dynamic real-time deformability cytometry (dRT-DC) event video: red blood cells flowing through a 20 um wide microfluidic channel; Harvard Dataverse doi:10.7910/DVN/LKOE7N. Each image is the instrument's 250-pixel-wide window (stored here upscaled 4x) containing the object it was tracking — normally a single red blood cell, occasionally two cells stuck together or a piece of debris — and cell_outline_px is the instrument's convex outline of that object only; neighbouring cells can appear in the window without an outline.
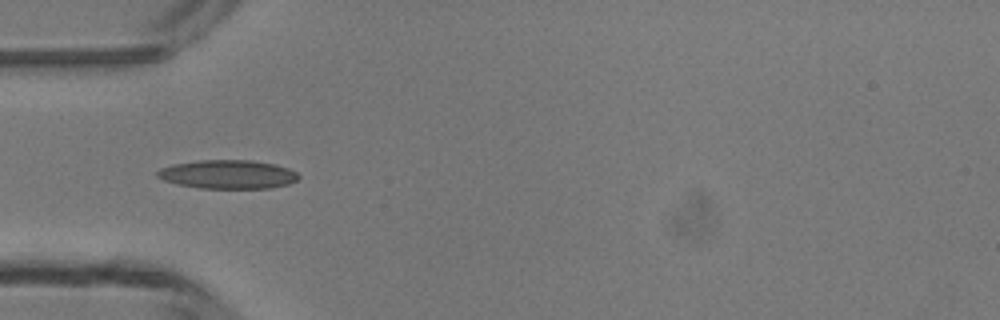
{"species": "common noctule bat (a hibernating species)", "species_latin": "Nyctalus noctula", "temperature_condition": "room temperature", "stored_images_in_passage": 5, "camera_frame_rate_fps": 3000, "um_per_image_px": 0.085, "animal": {"sex": "male", "body_mass_g": 13.3}, "frame": {"image": 1, "passage_image": 5, "time_ms": 5.667, "image_size_px": [1000, 320], "cell_outline_px": [[300, 176], [296, 180], [288, 184], [272, 188], [200, 188], [180, 184], [164, 180], [156, 176], [156, 172], [160, 168], [172, 164], [200, 160], [252, 160], [276, 164], [288, 168], [296, 172]], "centroid_in_image_um": [19.38, 14.81], "position_along_channel_um": 65.6, "area_um2": 23.64}}